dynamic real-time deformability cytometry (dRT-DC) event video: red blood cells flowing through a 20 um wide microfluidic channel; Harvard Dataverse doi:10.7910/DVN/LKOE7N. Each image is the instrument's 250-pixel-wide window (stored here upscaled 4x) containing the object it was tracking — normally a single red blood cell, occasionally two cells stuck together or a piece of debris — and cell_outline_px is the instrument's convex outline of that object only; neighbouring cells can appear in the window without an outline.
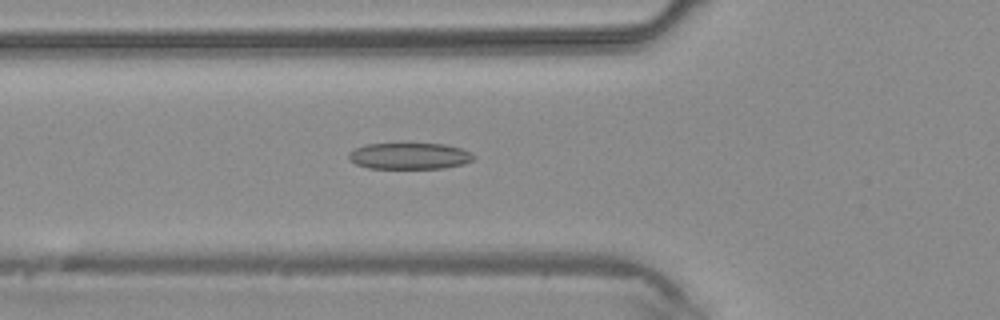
{"species": "common noctule bat (a hibernating species)", "species_latin": "Nyctalus noctula", "temperature_condition": "warm", "stored_images_in_passage": 31, "camera_frame_rate_fps": 3000, "um_per_image_px": 0.085, "animal": {"sex": "male", "body_mass_g": 20.4}, "frame": {"image": 1, "passage_image": 9, "time_ms": 2.667, "image_size_px": [1000, 320], "cell_outline_px": [[464, 160], [456, 164], [432, 168], [380, 168], [364, 164], [356, 160], [364, 148], [380, 144], [432, 144], [452, 148]], "centroid_in_image_um": [34.75, 13.27], "position_along_channel_um": 91.0, "area_um2": 15.49}}
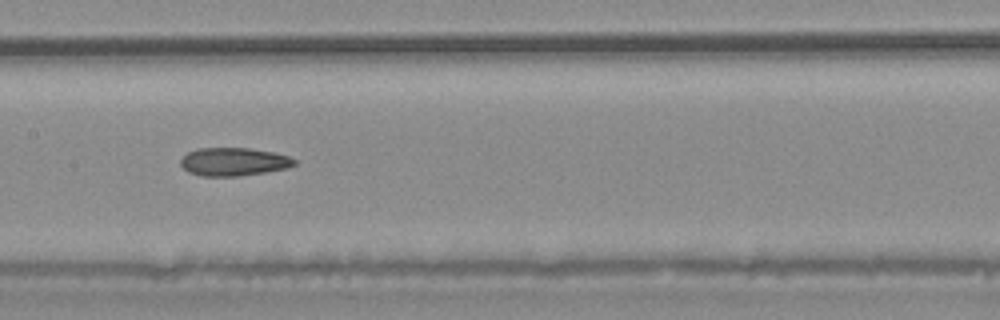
{"frame": {"image": 2, "passage_image": 15, "time_ms": 4.667, "image_size_px": [1000, 320], "cell_outline_px": [[292, 164], [280, 168], [256, 172], [196, 172], [188, 168], [184, 164], [184, 160], [192, 152], [212, 148], [236, 148], [264, 152], [284, 156], [292, 160]], "centroid_in_image_um": [19.91, 13.67], "position_along_channel_um": 187.5, "area_um2": 14.97}}
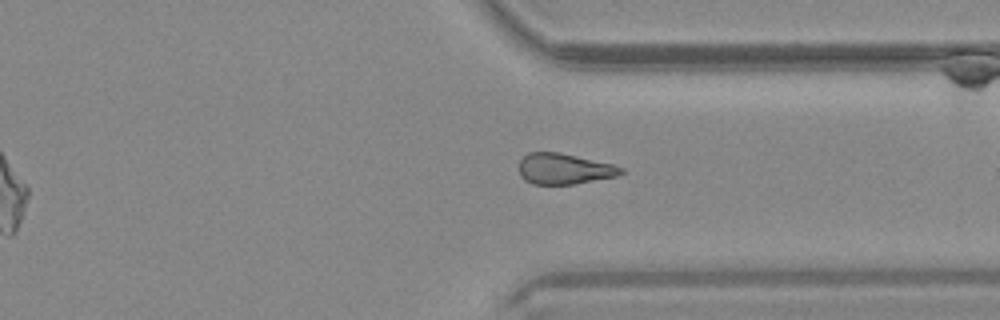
{"frame": {"image": 3, "passage_image": 26, "time_ms": 8.333, "image_size_px": [1000, 320], "cell_outline_px": [[620, 172], [608, 176], [568, 184], [540, 184], [528, 180], [520, 172], [520, 164], [536, 152], [552, 152], [604, 164], [616, 168]], "centroid_in_image_um": [47.81, 14.37], "position_along_channel_um": 363.6, "area_um2": 15.78}}